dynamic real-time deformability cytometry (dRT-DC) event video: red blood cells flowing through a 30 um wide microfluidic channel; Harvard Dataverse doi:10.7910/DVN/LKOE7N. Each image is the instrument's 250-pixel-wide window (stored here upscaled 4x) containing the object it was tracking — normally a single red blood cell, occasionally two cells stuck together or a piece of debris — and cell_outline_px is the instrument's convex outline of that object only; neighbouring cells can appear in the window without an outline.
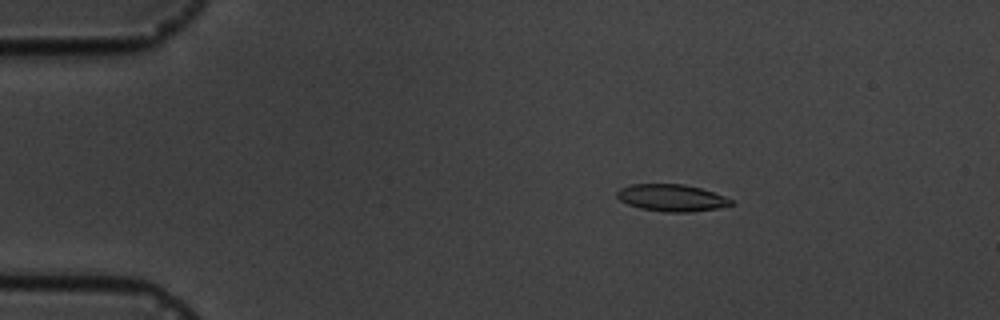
{"species": "common noctule bat (a hibernating species)", "species_latin": "Nyctalus noctula", "temperature_condition": "cold", "stored_images_in_passage": 5, "camera_frame_rate_fps": 3000, "um_per_image_px": 0.085, "animal": {"sex": "male", "body_mass_g": 19.5, "forearm_length_mm": 54.6}, "frame": {"image": 1, "passage_image": 3, "time_ms": 2.333, "image_size_px": [1000, 320], "cell_outline_px": [[736, 204], [720, 208], [688, 212], [664, 212], [640, 208], [628, 204], [620, 200], [616, 196], [616, 192], [620, 188], [632, 184], [684, 184], [700, 188], [724, 196], [732, 200]], "centroid_in_image_um": [57.1, 16.82], "position_along_channel_um": 27.9, "area_um2": 17.98}}
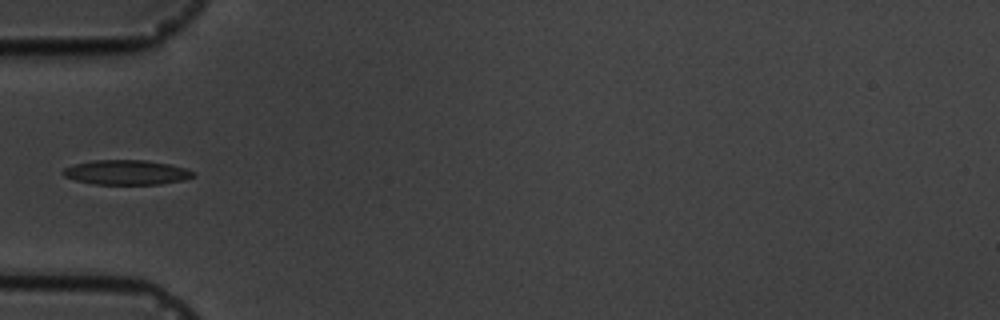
{"frame": {"image": 2, "passage_image": 5, "time_ms": 5.333, "image_size_px": [1000, 320], "cell_outline_px": [[196, 176], [184, 180], [160, 184], [92, 184], [76, 180], [64, 176], [60, 172], [64, 168], [72, 164], [92, 160], [144, 160], [168, 164], [184, 168], [196, 172]], "centroid_in_image_um": [10.73, 14.65], "position_along_channel_um": 74.3, "area_um2": 18.84}}